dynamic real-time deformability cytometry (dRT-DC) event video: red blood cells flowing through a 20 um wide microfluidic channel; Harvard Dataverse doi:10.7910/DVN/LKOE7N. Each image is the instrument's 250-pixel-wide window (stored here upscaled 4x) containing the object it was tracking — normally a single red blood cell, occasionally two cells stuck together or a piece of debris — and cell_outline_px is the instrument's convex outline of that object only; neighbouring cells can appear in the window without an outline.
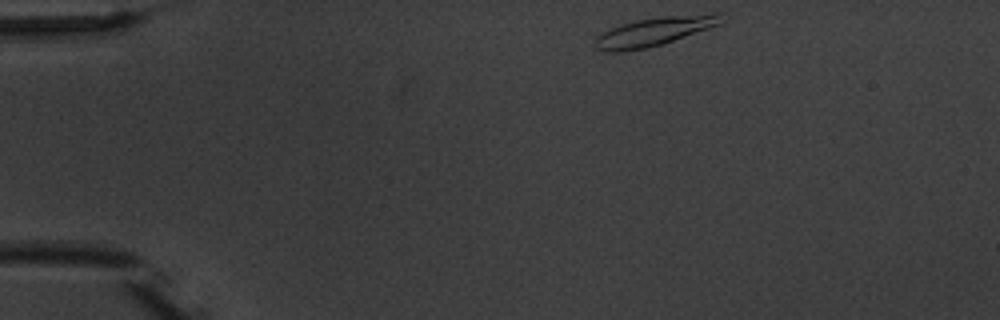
{"species": "common noctule bat (a hibernating species)", "species_latin": "Nyctalus noctula", "temperature_condition": "warm", "stored_images_in_passage": 2, "camera_frame_rate_fps": 3000, "um_per_image_px": 0.085, "animal": {"sex": "male", "body_mass_g": 20.1, "forearm_length_mm": 53.5}, "frame": {"image": 1, "passage_image": 1, "time_ms": 0.0, "image_size_px": [1000, 320], "cell_outline_px": [[724, 24], [648, 48], [624, 52], [604, 52], [596, 48], [592, 44], [596, 36], [612, 28], [636, 20], [660, 16], [716, 12], [724, 12]], "centroid_in_image_um": [55.7, 2.66], "position_along_channel_um": 29.3, "area_um2": 21.68}}